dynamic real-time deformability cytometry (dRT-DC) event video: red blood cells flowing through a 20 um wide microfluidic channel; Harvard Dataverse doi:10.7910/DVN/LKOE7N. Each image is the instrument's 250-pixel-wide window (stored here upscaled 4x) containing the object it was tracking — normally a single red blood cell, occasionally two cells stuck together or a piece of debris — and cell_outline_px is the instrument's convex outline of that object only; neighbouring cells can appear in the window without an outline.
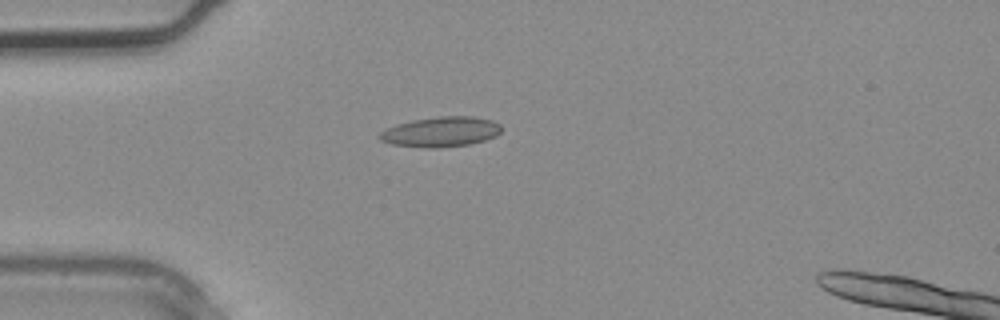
{"species": "common noctule bat (a hibernating species)", "species_latin": "Nyctalus noctula", "temperature_condition": "warm", "stored_images_in_passage": 1, "camera_frame_rate_fps": 3000, "um_per_image_px": 0.085, "animal": {"sex": "male", "body_mass_g": 20.4}, "frame": {"image": 1, "passage_image": 1, "time_ms": 0.0, "image_size_px": [1000, 320], "cell_outline_px": [[500, 132], [496, 136], [484, 140], [468, 144], [440, 148], [428, 148], [392, 144], [380, 140], [376, 136], [380, 132], [396, 124], [412, 120], [440, 116], [476, 116], [492, 120], [500, 124]], "centroid_in_image_um": [37.46, 11.2], "position_along_channel_um": 47.5, "area_um2": 21.39}}